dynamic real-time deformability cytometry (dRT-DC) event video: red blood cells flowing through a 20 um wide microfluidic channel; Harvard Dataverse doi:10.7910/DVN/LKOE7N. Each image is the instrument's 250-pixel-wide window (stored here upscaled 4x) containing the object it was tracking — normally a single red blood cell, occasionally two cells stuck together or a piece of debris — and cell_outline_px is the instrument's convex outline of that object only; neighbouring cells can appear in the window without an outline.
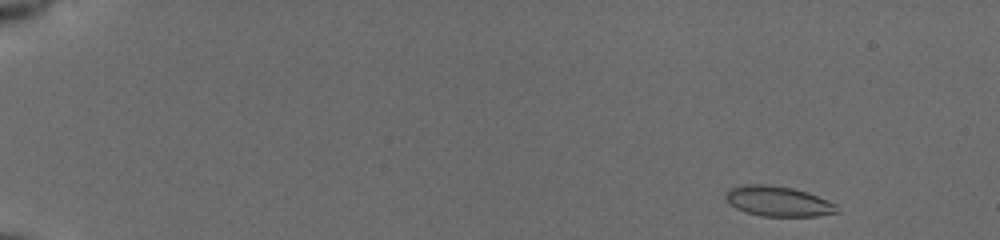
{"species": "common noctule bat (a hibernating species)", "species_latin": "Nyctalus noctula", "temperature_condition": "cold", "stored_images_in_passage": 50, "camera_frame_rate_fps": 3000, "um_per_image_px": 0.085, "animal": {"sex": "female", "body_mass_g": 19.5, "forearm_length_mm": 54.1}, "frame": {"image": 1, "passage_image": 2, "time_ms": 0.333, "image_size_px": [1000, 240], "cell_outline_px": [[840, 212], [816, 216], [760, 216], [736, 208], [728, 204], [724, 196], [724, 192], [728, 188], [744, 184], [764, 184], [792, 188], [828, 200], [836, 204]], "centroid_in_image_um": [66.09, 17.11], "position_along_channel_um": 18.9, "area_um2": 19.59}}
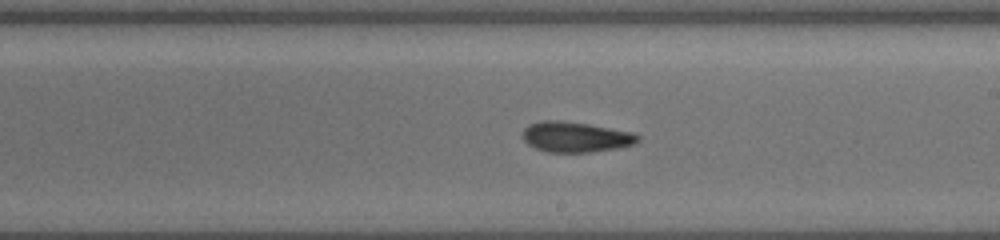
{"frame": {"image": 2, "passage_image": 30, "time_ms": 9.667, "image_size_px": [1000, 240], "cell_outline_px": [[640, 140], [636, 144], [620, 148], [588, 152], [548, 152], [536, 148], [528, 144], [524, 140], [524, 128], [528, 124], [540, 120], [560, 120], [588, 124], [632, 132], [640, 136]], "centroid_in_image_um": [48.95, 11.64], "position_along_channel_um": 240.0, "area_um2": 20.46}}
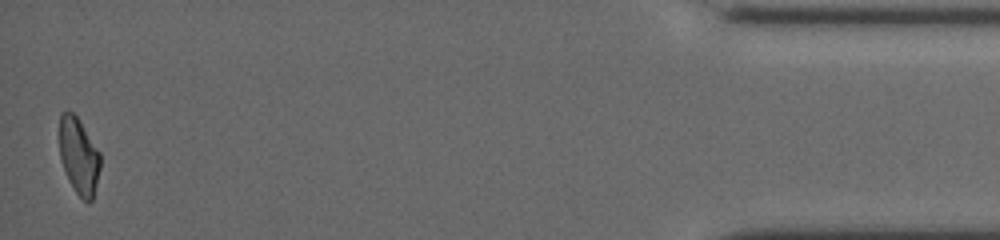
{"frame": {"image": 3, "passage_image": 50, "time_ms": 16.333, "image_size_px": [1000, 240], "cell_outline_px": [[100, 168], [92, 200], [88, 204], [76, 192], [68, 180], [60, 160], [60, 112], [72, 112], [80, 120], [100, 152]], "centroid_in_image_um": [6.7, 13.26], "position_along_channel_um": 428.5, "area_um2": 18.15}, "authors_computed_cell_mechanics": {"area_um2": 19.8254, "velocity_mm_per_s": 3.917, "shape_relaxation_time_tau1_ms": 5.6721, "shape_relaxation_time_tau2_ms": 4.6088, "deformation_change_tau1": 0.1472, "deformation_change_tau2": 0.1326}}